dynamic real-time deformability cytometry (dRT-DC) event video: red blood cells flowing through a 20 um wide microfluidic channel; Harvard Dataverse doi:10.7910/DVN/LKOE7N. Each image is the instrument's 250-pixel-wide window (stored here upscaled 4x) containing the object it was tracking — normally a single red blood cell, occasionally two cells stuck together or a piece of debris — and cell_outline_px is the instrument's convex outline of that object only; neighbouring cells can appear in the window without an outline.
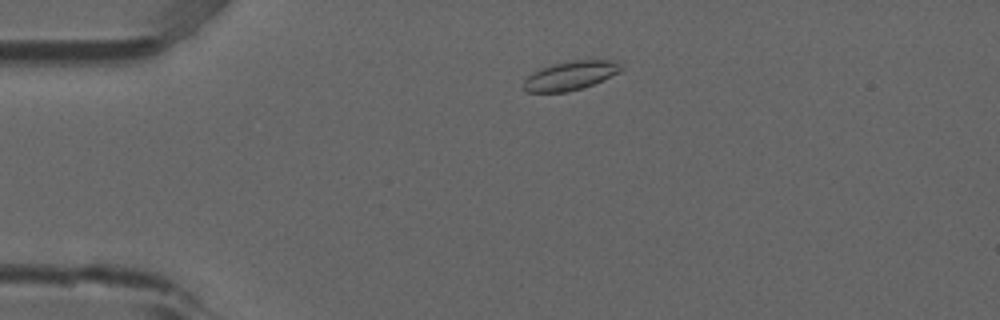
{"species": "common noctule bat (a hibernating species)", "species_latin": "Nyctalus noctula", "temperature_condition": "room temperature", "stored_images_in_passage": 50, "camera_frame_rate_fps": 3000, "um_per_image_px": 0.085, "animal": {"sex": "male", "forearm_length_mm": 52.5}, "frame": {"image": 1, "passage_image": 7, "time_ms": 2.0, "image_size_px": [1000, 320], "cell_outline_px": [[624, 68], [620, 72], [584, 88], [564, 92], [528, 92], [520, 88], [524, 80], [532, 72], [552, 64], [572, 60], [612, 60], [620, 64]], "centroid_in_image_um": [48.46, 6.43], "position_along_channel_um": 36.5, "area_um2": 16.53}}
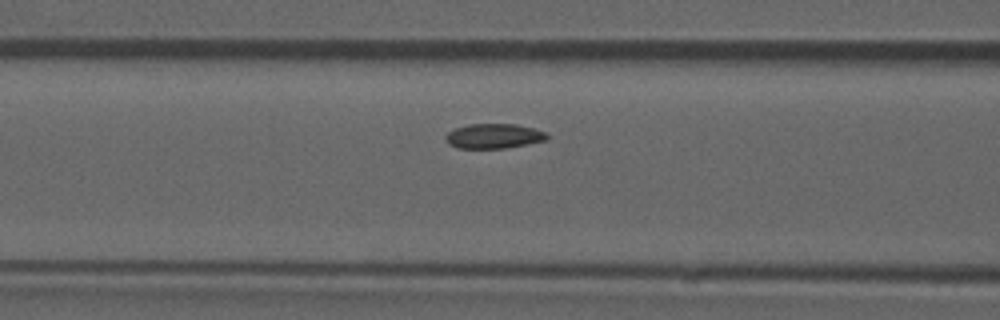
{"frame": {"image": 2, "passage_image": 17, "time_ms": 5.333, "image_size_px": [1000, 320], "cell_outline_px": [[548, 140], [528, 144], [504, 148], [456, 148], [448, 144], [444, 140], [444, 136], [448, 132], [456, 128], [468, 124], [516, 124], [536, 128], [548, 132]], "centroid_in_image_um": [41.99, 11.56], "position_along_channel_um": 124.6, "area_um2": 14.91}}
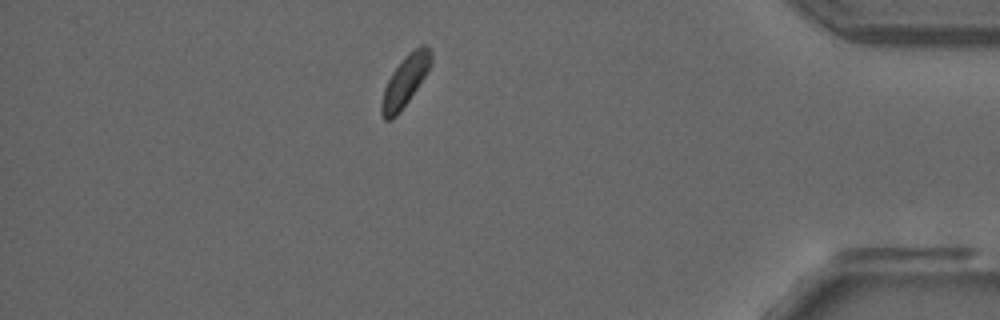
{"frame": {"image": 3, "passage_image": 42, "time_ms": 13.667, "image_size_px": [1000, 320], "cell_outline_px": [[432, 64], [408, 100], [396, 116], [392, 120], [384, 120], [380, 112], [380, 104], [384, 88], [392, 72], [404, 56], [408, 52], [420, 44], [428, 44], [432, 52]], "centroid_in_image_um": [34.43, 6.84], "position_along_channel_um": 400.8, "area_um2": 14.68}}